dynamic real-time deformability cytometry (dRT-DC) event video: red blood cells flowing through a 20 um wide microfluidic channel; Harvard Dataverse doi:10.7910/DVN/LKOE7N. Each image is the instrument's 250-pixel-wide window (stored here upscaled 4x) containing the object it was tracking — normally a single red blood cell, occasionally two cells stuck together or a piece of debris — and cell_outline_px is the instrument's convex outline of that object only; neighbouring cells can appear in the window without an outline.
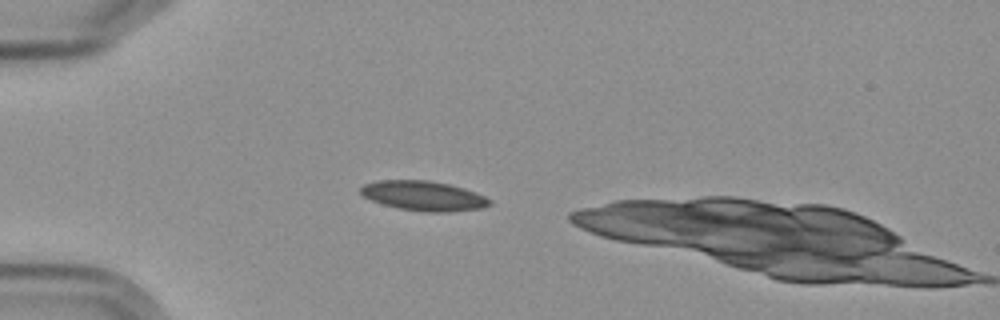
{"species": "Egyptian fruit bat (a non-hibernating species)", "species_latin": "Rousettus aegyptiacus", "temperature_condition": "cold", "stored_images_in_passage": 2, "camera_frame_rate_fps": 3000, "um_per_image_px": 0.085, "frame": {"image": 1, "passage_image": 1, "time_ms": 0.0, "image_size_px": [1000, 320], "cell_outline_px": [[492, 204], [480, 208], [444, 212], [424, 212], [400, 208], [384, 204], [372, 200], [364, 196], [360, 192], [360, 188], [364, 184], [380, 180], [428, 180], [448, 184], [464, 188], [476, 192], [492, 200]], "centroid_in_image_um": [36.02, 16.64], "position_along_channel_um": 49.0, "area_um2": 22.14}}